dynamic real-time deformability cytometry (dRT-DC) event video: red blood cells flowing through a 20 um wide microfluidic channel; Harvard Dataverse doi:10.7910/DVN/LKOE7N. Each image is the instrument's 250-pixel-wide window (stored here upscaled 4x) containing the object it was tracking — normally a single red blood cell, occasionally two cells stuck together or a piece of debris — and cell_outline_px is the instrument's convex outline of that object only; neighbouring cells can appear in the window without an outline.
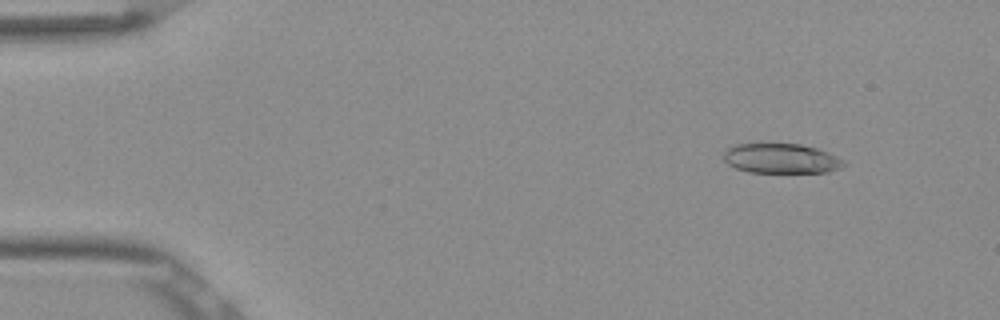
{"species": "Egyptian fruit bat (a non-hibernating species)", "species_latin": "Rousettus aegyptiacus", "temperature_condition": "room temperature", "stored_images_in_passage": 53, "camera_frame_rate_fps": 3000, "um_per_image_px": 0.085, "frame": {"image": 1, "passage_image": 6, "time_ms": 1.667, "image_size_px": [1000, 320], "cell_outline_px": [[848, 164], [840, 168], [828, 172], [748, 172], [736, 168], [728, 164], [724, 160], [724, 152], [728, 148], [736, 144], [800, 144], [816, 148], [828, 152], [844, 160]], "centroid_in_image_um": [66.42, 13.47], "position_along_channel_um": 18.6, "area_um2": 20.81}}
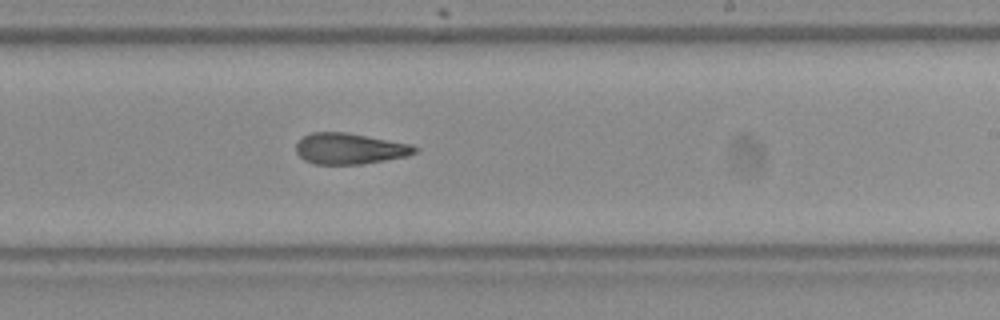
{"frame": {"image": 2, "passage_image": 32, "time_ms": 10.333, "image_size_px": [1000, 320], "cell_outline_px": [[420, 152], [408, 156], [364, 164], [312, 164], [304, 160], [296, 152], [296, 144], [304, 136], [312, 132], [348, 132], [412, 144], [420, 148]], "centroid_in_image_um": [29.78, 12.64], "position_along_channel_um": 259.2, "area_um2": 21.79}}
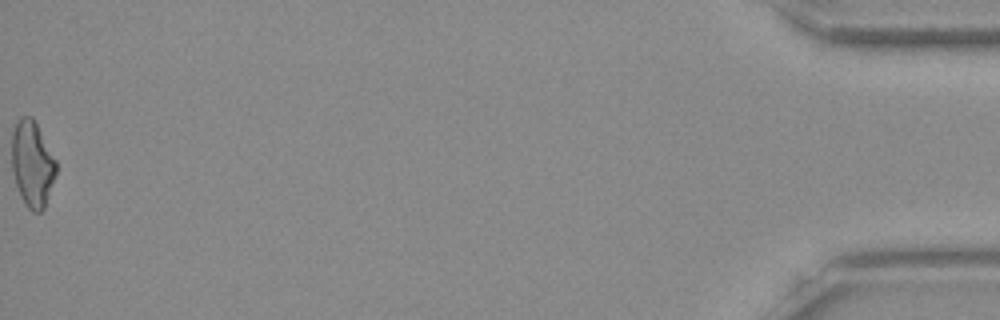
{"frame": {"image": 3, "passage_image": 53, "time_ms": 17.333, "image_size_px": [1000, 320], "cell_outline_px": [[56, 172], [44, 208], [40, 212], [32, 212], [28, 208], [20, 196], [12, 172], [12, 132], [16, 120], [20, 116], [32, 116], [56, 160]], "centroid_in_image_um": [2.72, 13.91], "position_along_channel_um": 432.5, "area_um2": 22.14}, "authors_computed_cell_mechanics": {"area_um2": 22.0218, "velocity_mm_per_s": 3.898, "shape_relaxation_time_tau1_ms": null, "shape_relaxation_time_tau2_ms": 2.2773, "deformation_change_tau1": null, "deformation_change_tau2": 0.1152}}